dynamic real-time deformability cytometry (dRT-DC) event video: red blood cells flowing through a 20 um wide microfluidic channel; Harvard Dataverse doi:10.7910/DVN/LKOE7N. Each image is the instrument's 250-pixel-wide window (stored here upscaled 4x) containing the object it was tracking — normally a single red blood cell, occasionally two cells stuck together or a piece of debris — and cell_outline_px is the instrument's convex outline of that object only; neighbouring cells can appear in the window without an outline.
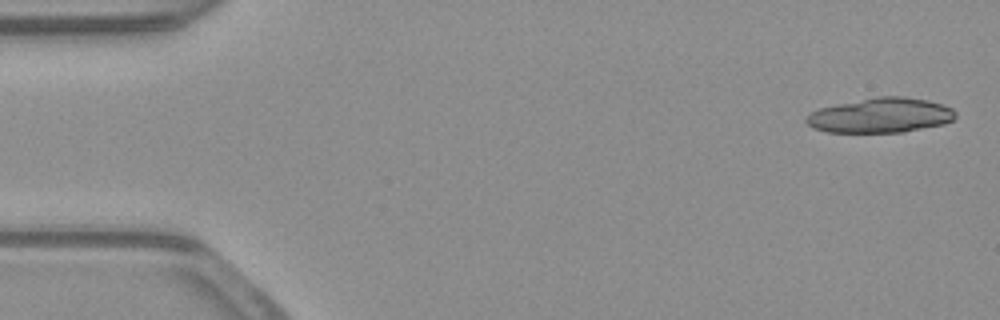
{"species": "common noctule bat (a hibernating species)", "species_latin": "Nyctalus noctula", "temperature_condition": "warm", "stored_images_in_passage": 13, "camera_frame_rate_fps": 3000, "um_per_image_px": 0.085, "animal": {"sex": "male", "body_mass_g": 23.1, "forearm_length_mm": 52.7}, "frame": {"image": 1, "passage_image": 2, "time_ms": 0.333, "image_size_px": [1000, 320], "cell_outline_px": [[956, 116], [952, 120], [944, 124], [904, 132], [828, 132], [812, 128], [804, 120], [804, 116], [820, 108], [836, 104], [876, 96], [904, 96], [928, 100], [944, 104], [952, 108], [956, 112]], "centroid_in_image_um": [74.86, 9.8], "position_along_channel_um": 10.1, "area_um2": 30.52}}